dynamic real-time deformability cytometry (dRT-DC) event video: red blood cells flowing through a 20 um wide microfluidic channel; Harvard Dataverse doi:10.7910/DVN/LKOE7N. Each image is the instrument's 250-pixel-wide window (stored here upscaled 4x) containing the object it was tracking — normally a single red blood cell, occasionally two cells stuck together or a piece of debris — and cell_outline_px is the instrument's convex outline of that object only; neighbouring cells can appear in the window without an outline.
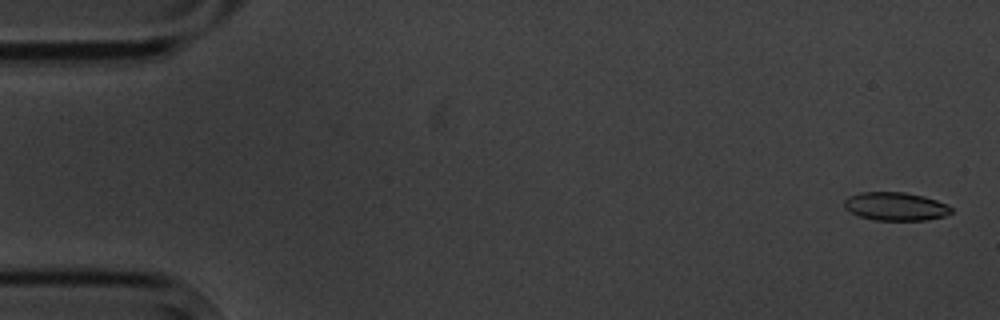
{"species": "common noctule bat (a hibernating species)", "species_latin": "Nyctalus noctula", "temperature_condition": "cold", "stored_images_in_passage": 6, "camera_frame_rate_fps": 3000, "um_per_image_px": 0.085, "animal": {"sex": "male", "body_mass_g": 20.1, "forearm_length_mm": 53.5}, "frame": {"image": 1, "passage_image": 1, "time_ms": 0.0, "image_size_px": [1000, 320], "cell_outline_px": [[952, 212], [944, 216], [924, 220], [876, 220], [860, 216], [844, 208], [844, 200], [848, 196], [860, 192], [904, 192], [924, 196], [948, 204], [952, 208]], "centroid_in_image_um": [76.12, 17.53], "position_along_channel_um": 8.9, "area_um2": 17.63}}